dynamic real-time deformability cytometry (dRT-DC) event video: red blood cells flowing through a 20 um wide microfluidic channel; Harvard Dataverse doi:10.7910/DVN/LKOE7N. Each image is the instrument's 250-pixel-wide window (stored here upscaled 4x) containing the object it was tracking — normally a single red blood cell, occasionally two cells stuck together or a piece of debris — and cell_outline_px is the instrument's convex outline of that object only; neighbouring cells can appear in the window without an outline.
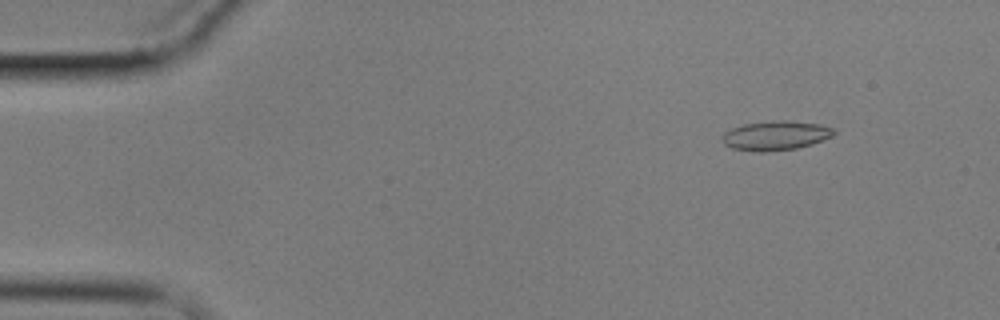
{"species": "common noctule bat (a hibernating species)", "species_latin": "Nyctalus noctula", "temperature_condition": "cold", "stored_images_in_passage": 5, "camera_frame_rate_fps": 3000, "um_per_image_px": 0.085, "animal": {"sex": "male", "body_mass_g": 17.9}, "frame": {"image": 1, "passage_image": 2, "time_ms": 1.0, "image_size_px": [1000, 320], "cell_outline_px": [[836, 132], [832, 136], [812, 144], [796, 148], [764, 152], [752, 152], [732, 148], [724, 144], [724, 132], [732, 128], [744, 124], [772, 120], [784, 120], [820, 124], [836, 128]], "centroid_in_image_um": [65.95, 11.52], "position_along_channel_um": 19.0, "area_um2": 19.13}}
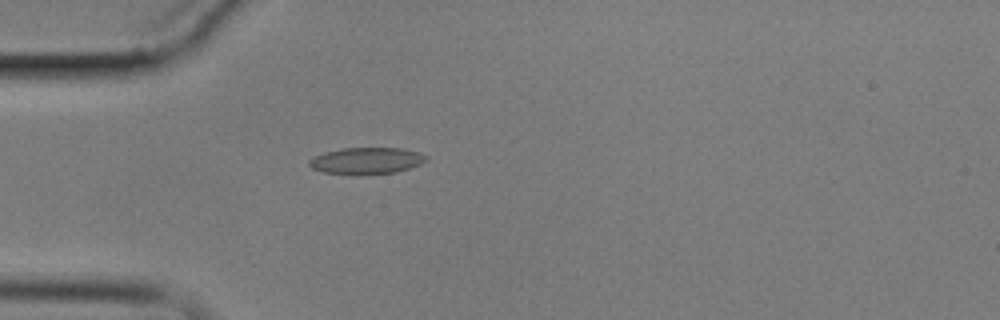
{"frame": {"image": 2, "passage_image": 5, "time_ms": 4.333, "image_size_px": [1000, 320], "cell_outline_px": [[428, 160], [420, 164], [396, 172], [356, 176], [324, 172], [312, 168], [308, 164], [308, 160], [324, 152], [344, 148], [400, 148], [420, 152], [428, 156]], "centroid_in_image_um": [31.16, 13.68], "position_along_channel_um": 53.8, "area_um2": 18.38}}